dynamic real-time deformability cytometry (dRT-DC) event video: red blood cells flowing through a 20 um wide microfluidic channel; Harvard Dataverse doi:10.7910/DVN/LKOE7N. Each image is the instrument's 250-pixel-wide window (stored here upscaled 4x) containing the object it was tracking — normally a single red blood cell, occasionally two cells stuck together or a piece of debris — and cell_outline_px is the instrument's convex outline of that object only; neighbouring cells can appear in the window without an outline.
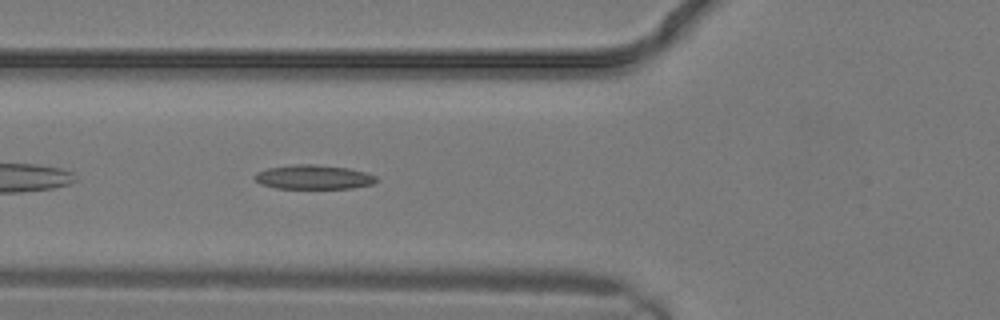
{"species": "common noctule bat (a hibernating species)", "species_latin": "Nyctalus noctula", "temperature_condition": "warm", "stored_images_in_passage": 6, "camera_frame_rate_fps": 3000, "um_per_image_px": 0.085, "animal": {"sex": "male", "body_mass_g": 19.2, "forearm_length_mm": 51.8}, "frame": {"image": 1, "passage_image": 6, "time_ms": 1.667, "image_size_px": [1000, 320], "cell_outline_px": [[376, 180], [372, 184], [352, 188], [276, 188], [260, 184], [252, 176], [256, 172], [268, 168], [292, 164], [316, 164], [348, 168], [364, 172], [376, 176]], "centroid_in_image_um": [26.6, 15.04], "position_along_channel_um": 99.2, "area_um2": 17.17}}